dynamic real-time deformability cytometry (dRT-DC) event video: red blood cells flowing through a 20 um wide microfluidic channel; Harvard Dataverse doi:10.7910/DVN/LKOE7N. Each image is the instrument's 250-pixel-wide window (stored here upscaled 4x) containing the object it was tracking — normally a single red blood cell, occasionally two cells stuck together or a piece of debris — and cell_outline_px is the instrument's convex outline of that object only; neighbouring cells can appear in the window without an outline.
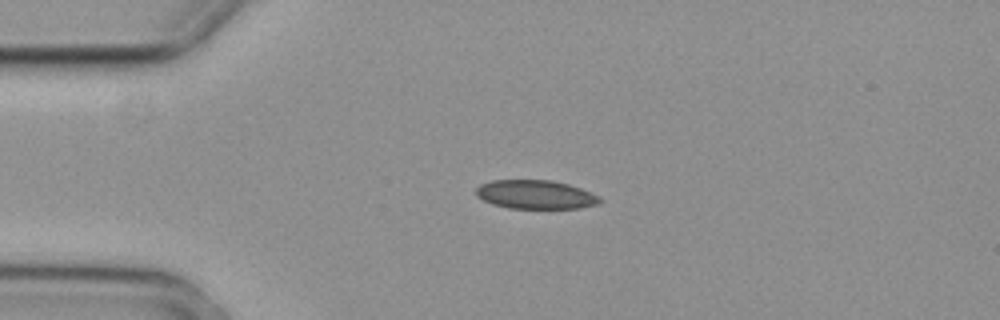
{"species": "common noctule bat (a hibernating species)", "species_latin": "Nyctalus noctula", "temperature_condition": "cold", "stored_images_in_passage": 3, "camera_frame_rate_fps": 3000, "um_per_image_px": 0.085, "animal": {"sex": "female", "body_mass_g": 29.2, "forearm_length_mm": 56.3}, "frame": {"image": 1, "passage_image": 1, "time_ms": 0.0, "image_size_px": [1000, 320], "cell_outline_px": [[604, 200], [596, 204], [580, 208], [508, 208], [492, 204], [476, 196], [476, 188], [480, 184], [492, 180], [548, 180], [568, 184], [580, 188], [600, 196]], "centroid_in_image_um": [45.51, 16.53], "position_along_channel_um": 39.5, "area_um2": 20.75}}
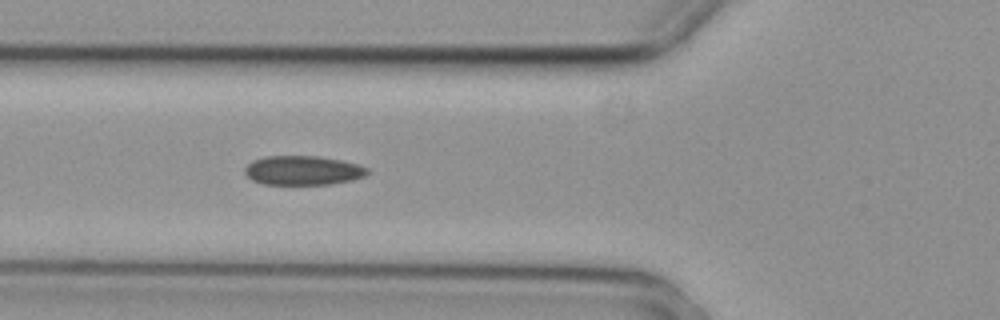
{"frame": {"image": 2, "passage_image": 3, "time_ms": 0.667, "image_size_px": [1000, 320], "cell_outline_px": [[368, 172], [364, 176], [352, 180], [328, 184], [264, 184], [252, 180], [244, 172], [244, 168], [252, 160], [264, 156], [320, 156], [340, 160], [356, 164], [368, 168]], "centroid_in_image_um": [25.71, 14.48], "position_along_channel_um": 100.1, "area_um2": 20.81}}